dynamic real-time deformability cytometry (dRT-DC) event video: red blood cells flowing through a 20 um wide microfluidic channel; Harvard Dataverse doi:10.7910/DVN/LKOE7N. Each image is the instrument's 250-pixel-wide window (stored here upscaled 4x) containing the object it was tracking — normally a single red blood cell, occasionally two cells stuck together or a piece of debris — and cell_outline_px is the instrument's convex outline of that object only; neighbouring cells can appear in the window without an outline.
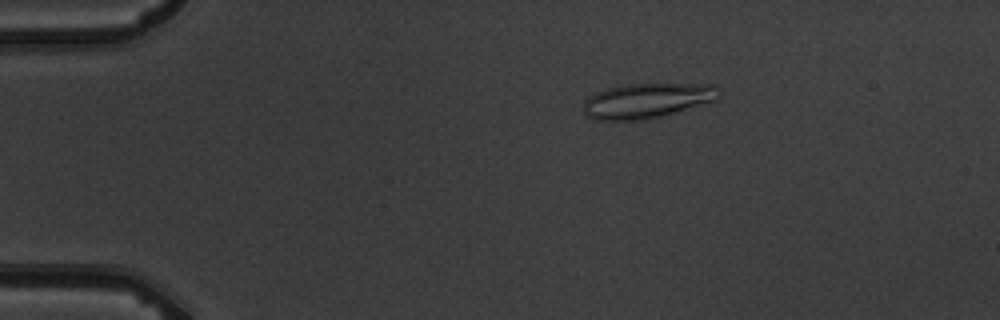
{"species": "common noctule bat (a hibernating species)", "species_latin": "Nyctalus noctula", "temperature_condition": "warm", "stored_images_in_passage": 5, "camera_frame_rate_fps": 3000, "um_per_image_px": 0.085, "animal": {"sex": "male", "body_mass_g": 19.5, "forearm_length_mm": 54.6}, "frame": {"image": 1, "passage_image": 5, "time_ms": 6.333, "image_size_px": [1000, 320], "cell_outline_px": [[724, 92], [716, 100], [660, 116], [644, 120], [596, 120], [588, 116], [584, 112], [584, 100], [588, 96], [596, 92], [608, 88], [628, 84], [716, 84]], "centroid_in_image_um": [55.03, 8.54], "position_along_channel_um": 30.0, "area_um2": 27.63}}